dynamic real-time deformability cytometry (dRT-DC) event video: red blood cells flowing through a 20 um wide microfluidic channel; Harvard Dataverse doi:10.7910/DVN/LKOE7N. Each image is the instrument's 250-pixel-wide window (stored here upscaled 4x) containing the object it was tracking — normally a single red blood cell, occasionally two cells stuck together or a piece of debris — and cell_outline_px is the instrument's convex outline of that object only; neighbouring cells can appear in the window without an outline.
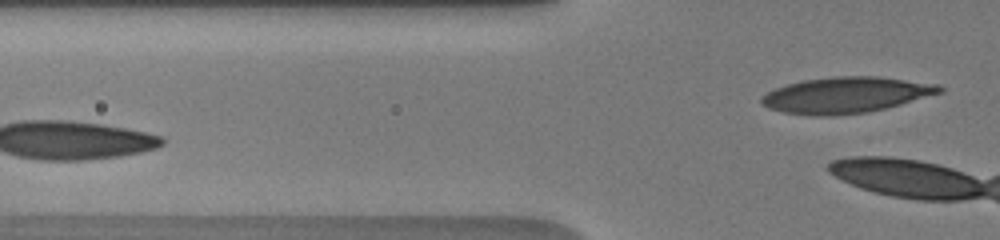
{"species": "human", "species_latin": "Homo sapiens", "temperature_condition": "warm", "stored_images_in_passage": 8, "segment_of_instrument_passage": [2, 2], "camera_frame_rate_fps": 3000, "um_per_image_px": 0.085, "donor": {"sex": "male"}, "frame": {"image": 1, "passage_image": 8, "time_ms": 2.333, "image_size_px": [1000, 240], "cell_outline_px": [[944, 92], [900, 104], [868, 112], [828, 116], [812, 116], [784, 112], [768, 108], [760, 100], [760, 96], [776, 88], [788, 84], [804, 80], [832, 76], [876, 76], [940, 84], [944, 88]], "centroid_in_image_um": [71.92, 8.07], "position_along_channel_um": 53.9, "area_um2": 37.28}}